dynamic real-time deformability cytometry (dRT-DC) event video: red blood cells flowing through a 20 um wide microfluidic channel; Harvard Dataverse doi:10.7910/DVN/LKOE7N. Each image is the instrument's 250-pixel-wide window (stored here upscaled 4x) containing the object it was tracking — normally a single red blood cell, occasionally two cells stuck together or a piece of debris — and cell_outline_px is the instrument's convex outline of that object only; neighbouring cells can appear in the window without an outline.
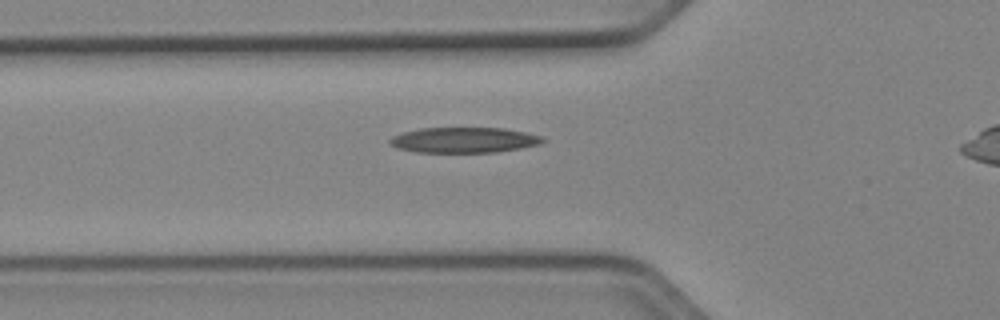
{"species": "Egyptian fruit bat (a non-hibernating species)", "species_latin": "Rousettus aegyptiacus", "temperature_condition": "cold", "stored_images_in_passage": 30, "camera_frame_rate_fps": 3000, "um_per_image_px": 0.085, "animal": {"sex": "female"}, "frame": {"image": 1, "passage_image": 3, "time_ms": 0.667, "image_size_px": [1000, 320], "cell_outline_px": [[548, 140], [540, 144], [520, 148], [496, 152], [416, 152], [396, 148], [388, 144], [388, 140], [392, 136], [404, 132], [420, 128], [504, 128], [544, 136]], "centroid_in_image_um": [39.44, 11.9], "position_along_channel_um": 86.4, "area_um2": 22.83}}
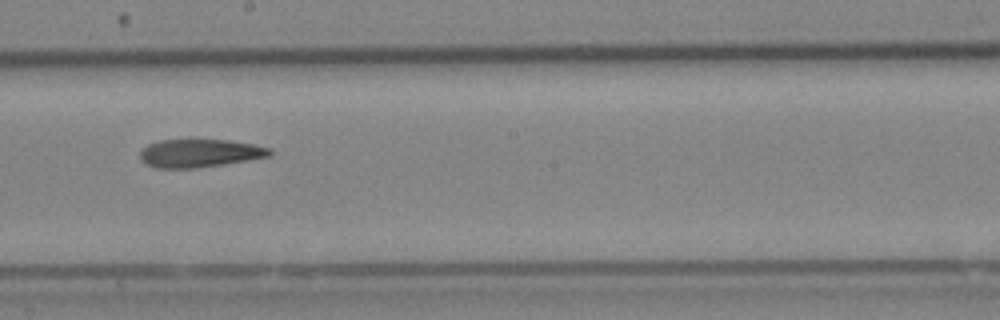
{"frame": {"image": 2, "passage_image": 14, "time_ms": 4.333, "image_size_px": [1000, 320], "cell_outline_px": [[272, 156], [224, 164], [196, 168], [156, 168], [140, 160], [140, 152], [148, 144], [160, 140], [228, 140], [252, 144], [272, 148]], "centroid_in_image_um": [17.0, 13.02], "position_along_channel_um": 231.2, "area_um2": 21.21}}
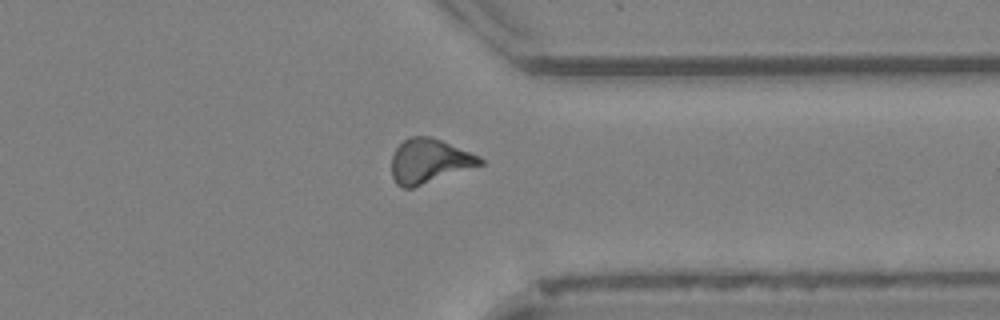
{"frame": {"image": 3, "passage_image": 25, "time_ms": 8.0, "image_size_px": [1000, 320], "cell_outline_px": [[484, 164], [412, 188], [404, 188], [396, 184], [392, 176], [392, 156], [396, 148], [408, 136], [428, 136], [440, 140], [480, 156], [484, 160]], "centroid_in_image_um": [36.48, 13.69], "position_along_channel_um": 374.9, "area_um2": 22.72}}